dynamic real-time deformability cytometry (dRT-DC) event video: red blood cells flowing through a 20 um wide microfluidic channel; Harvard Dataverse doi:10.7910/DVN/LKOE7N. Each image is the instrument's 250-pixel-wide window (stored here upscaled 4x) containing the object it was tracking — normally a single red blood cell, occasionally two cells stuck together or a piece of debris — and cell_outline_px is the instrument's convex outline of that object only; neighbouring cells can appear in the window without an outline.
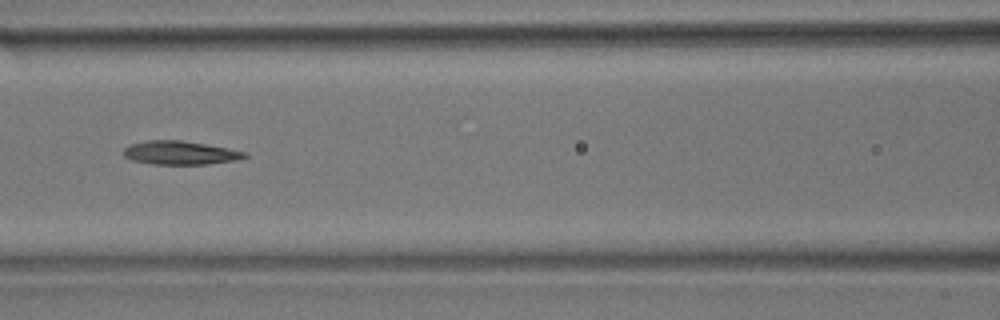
{"species": "common noctule bat (a hibernating species)", "species_latin": "Nyctalus noctula", "temperature_condition": "room temperature", "stored_images_in_passage": 51, "camera_frame_rate_fps": 3000, "um_per_image_px": 0.085, "animal": {"sex": "male", "body_mass_g": 17.9}, "frame": {"image": 1, "passage_image": 22, "time_ms": 7.0, "image_size_px": [1000, 320], "cell_outline_px": [[248, 156], [236, 160], [204, 164], [152, 164], [132, 160], [124, 156], [124, 148], [132, 144], [148, 140], [180, 140], [228, 148], [248, 152]], "centroid_in_image_um": [15.32, 12.99], "position_along_channel_um": 151.3, "area_um2": 16.47}, "authors_computed_cell_mechanics": {"area_um2": 16.8198, "velocity_mm_per_s": 3.9146, "shape_relaxation_time_tau1_ms": 8.4477, "shape_relaxation_time_tau2_ms": 5.1579, "deformation_change_tau1": 0.1991, "deformation_change_tau2": 0.149}}